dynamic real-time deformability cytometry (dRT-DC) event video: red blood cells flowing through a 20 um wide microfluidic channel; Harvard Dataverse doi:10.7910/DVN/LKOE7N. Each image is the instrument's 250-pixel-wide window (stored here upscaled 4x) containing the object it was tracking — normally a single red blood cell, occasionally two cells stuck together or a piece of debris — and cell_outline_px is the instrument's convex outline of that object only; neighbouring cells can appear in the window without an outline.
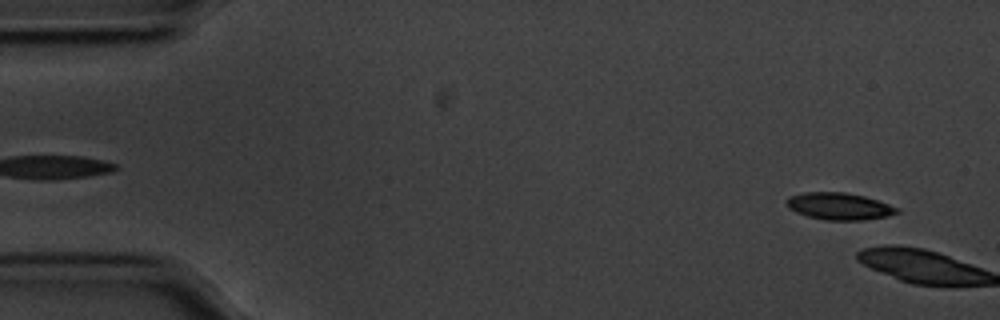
{"species": "common noctule bat (a hibernating species)", "species_latin": "Nyctalus noctula", "temperature_condition": "cold", "stored_images_in_passage": 4, "camera_frame_rate_fps": 3000, "um_per_image_px": 0.085, "animal": {"sex": "male", "body_mass_g": 20.1, "forearm_length_mm": 53.5}, "frame": {"image": 1, "passage_image": 3, "time_ms": 0.667, "image_size_px": [1000, 320], "cell_outline_px": [[900, 212], [888, 216], [864, 220], [824, 220], [808, 216], [796, 212], [788, 208], [784, 200], [788, 196], [804, 192], [844, 192], [864, 196], [900, 208]], "centroid_in_image_um": [71.3, 17.53], "position_along_channel_um": 13.7, "area_um2": 17.51}}